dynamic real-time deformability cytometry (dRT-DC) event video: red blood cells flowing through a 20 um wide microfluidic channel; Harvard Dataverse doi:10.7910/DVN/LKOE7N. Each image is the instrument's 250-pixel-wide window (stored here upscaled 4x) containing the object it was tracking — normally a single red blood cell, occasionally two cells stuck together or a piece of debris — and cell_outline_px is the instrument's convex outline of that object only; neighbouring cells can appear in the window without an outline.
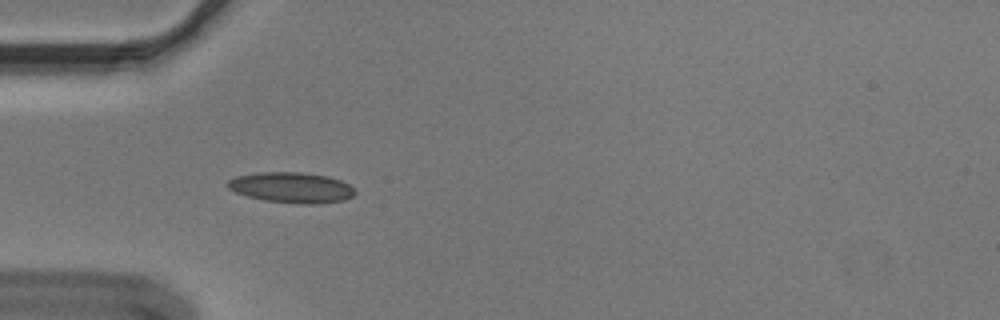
{"species": "Egyptian fruit bat (a non-hibernating species)", "species_latin": "Rousettus aegyptiacus", "temperature_condition": "cold", "stored_images_in_passage": 39, "camera_frame_rate_fps": 3000, "um_per_image_px": 0.085, "animal": {"sex": "male"}, "frame": {"image": 1, "passage_image": 1, "time_ms": 0.0, "image_size_px": [1000, 320], "cell_outline_px": [[356, 192], [352, 196], [344, 200], [320, 204], [304, 204], [264, 200], [248, 196], [236, 192], [228, 188], [224, 184], [228, 180], [236, 176], [260, 172], [300, 172], [328, 176], [340, 180], [348, 184]], "centroid_in_image_um": [24.76, 15.94], "position_along_channel_um": 60.2, "area_um2": 22.66}}
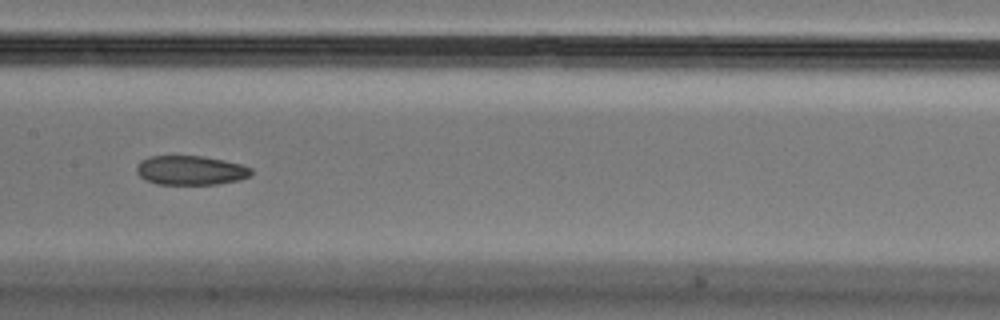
{"frame": {"image": 2, "passage_image": 12, "time_ms": 3.667, "image_size_px": [1000, 320], "cell_outline_px": [[252, 176], [240, 180], [216, 184], [156, 184], [144, 180], [136, 172], [136, 164], [140, 160], [148, 156], [200, 156], [224, 160], [240, 164], [252, 168]], "centroid_in_image_um": [16.18, 14.48], "position_along_channel_um": 191.2, "area_um2": 19.77}}
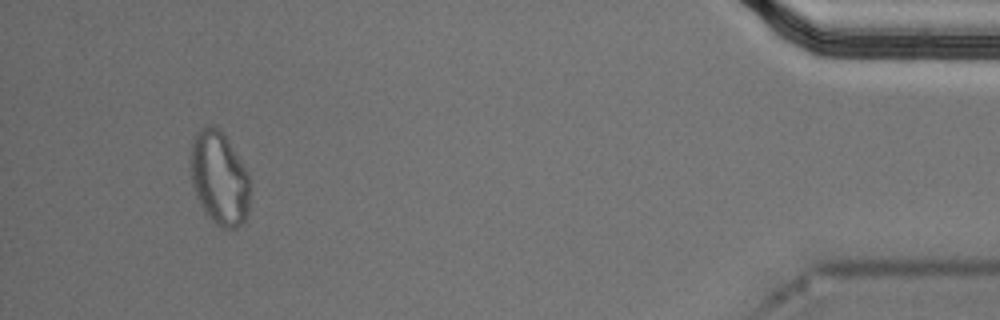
{"frame": {"image": 3, "passage_image": 36, "time_ms": 11.667, "image_size_px": [1000, 320], "cell_outline_px": [[248, 212], [244, 220], [236, 228], [224, 228], [216, 224], [204, 212], [196, 196], [192, 184], [188, 160], [192, 140], [196, 132], [200, 128], [212, 124], [224, 136], [248, 172]], "centroid_in_image_um": [18.58, 15.14], "position_along_channel_um": 416.6, "area_um2": 32.25}, "authors_computed_cell_mechanics": {"area_um2": 21.0392, "velocity_mm_per_s": 3.6299, "shape_relaxation_time_tau1_ms": null, "shape_relaxation_time_tau2_ms": 3.8742, "deformation_change_tau1": null, "deformation_change_tau2": 0.0882}}